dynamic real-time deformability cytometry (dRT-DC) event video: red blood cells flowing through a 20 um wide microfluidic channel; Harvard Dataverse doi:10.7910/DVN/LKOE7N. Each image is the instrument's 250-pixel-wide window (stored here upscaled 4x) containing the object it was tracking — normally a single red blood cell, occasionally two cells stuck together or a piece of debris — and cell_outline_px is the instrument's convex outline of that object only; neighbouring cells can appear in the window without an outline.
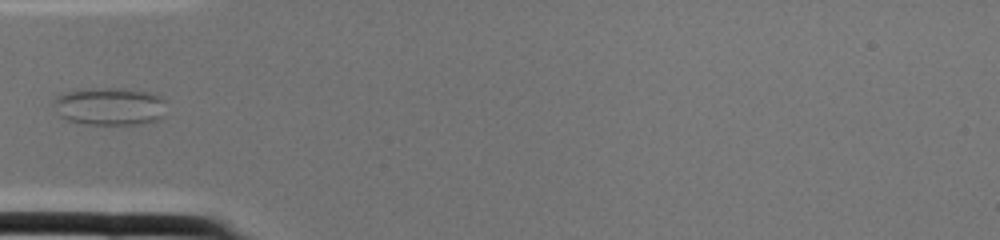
{"species": "common noctule bat (a hibernating species)", "species_latin": "Nyctalus noctula", "temperature_condition": "cold", "stored_images_in_passage": 2, "camera_frame_rate_fps": 3000, "um_per_image_px": 0.085, "animal": {"sex": "female", "body_mass_g": 22.0, "forearm_length_mm": 56.7}, "frame": {"image": 1, "passage_image": 2, "time_ms": 0.333, "image_size_px": [1000, 240], "cell_outline_px": [[164, 116], [156, 120], [136, 124], [84, 124], [68, 120], [60, 116], [52, 104], [52, 100], [60, 92], [80, 88], [124, 88], [156, 92], [164, 100]], "centroid_in_image_um": [9.28, 9.0], "position_along_channel_um": 75.7, "area_um2": 25.43}}